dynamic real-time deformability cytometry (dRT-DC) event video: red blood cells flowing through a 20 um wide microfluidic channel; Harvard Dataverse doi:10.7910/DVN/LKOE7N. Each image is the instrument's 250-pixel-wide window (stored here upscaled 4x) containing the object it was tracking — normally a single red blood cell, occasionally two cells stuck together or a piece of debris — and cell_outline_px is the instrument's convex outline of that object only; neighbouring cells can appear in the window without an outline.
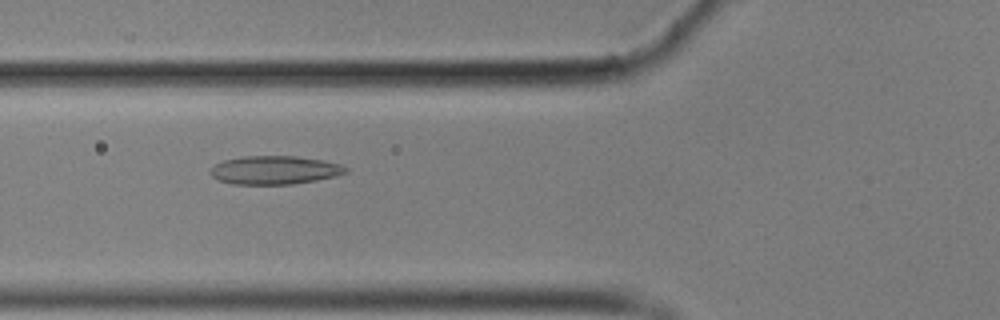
{"species": "common noctule bat (a hibernating species)", "species_latin": "Nyctalus noctula", "temperature_condition": "cold", "stored_images_in_passage": 57, "camera_frame_rate_fps": 3000, "um_per_image_px": 0.085, "animal": {"sex": "male", "body_mass_g": 17.9}, "frame": {"image": 1, "passage_image": 21, "time_ms": 6.667, "image_size_px": [1000, 320], "cell_outline_px": [[348, 172], [336, 176], [316, 180], [292, 184], [232, 184], [220, 180], [212, 176], [208, 172], [216, 164], [224, 160], [244, 156], [296, 156], [320, 160], [340, 164], [348, 168]], "centroid_in_image_um": [23.35, 14.46], "position_along_channel_um": 102.5, "area_um2": 22.31}}
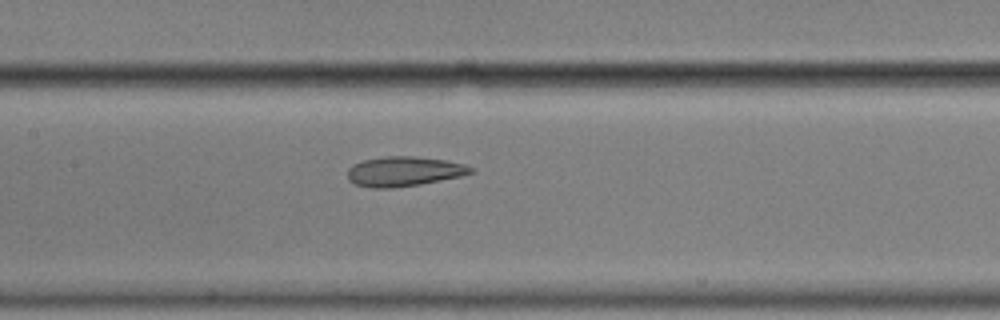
{"frame": {"image": 2, "passage_image": 27, "time_ms": 8.667, "image_size_px": [1000, 320], "cell_outline_px": [[476, 168], [472, 172], [460, 176], [420, 184], [392, 188], [372, 188], [356, 184], [348, 180], [348, 168], [352, 164], [364, 160], [384, 156], [412, 156], [444, 160], [464, 164]], "centroid_in_image_um": [34.31, 14.57], "position_along_channel_um": 173.1, "area_um2": 21.27}}
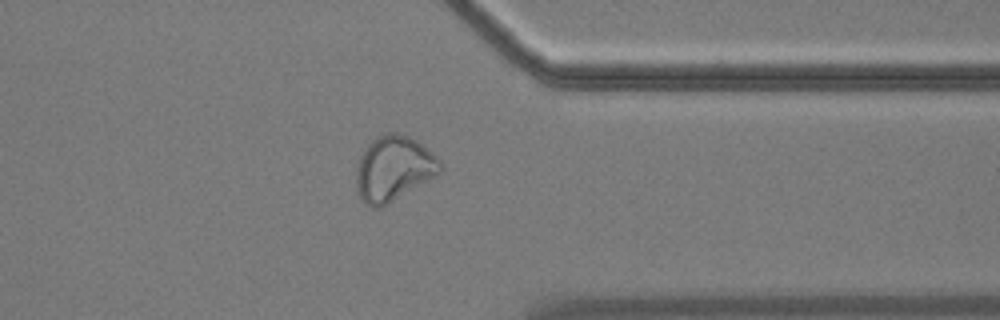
{"frame": {"image": 3, "passage_image": 45, "time_ms": 14.667, "image_size_px": [1000, 320], "cell_outline_px": [[444, 172], [388, 204], [380, 208], [372, 208], [364, 204], [356, 188], [356, 168], [360, 156], [364, 148], [376, 136], [384, 132], [396, 132], [408, 136], [416, 140], [432, 152], [440, 160]], "centroid_in_image_um": [33.46, 14.33], "position_along_channel_um": 377.9, "area_um2": 32.37}, "authors_computed_cell_mechanics": {"area_um2": 23.5246, "velocity_mm_per_s": 3.5053, "shape_relaxation_time_tau1_ms": null, "shape_relaxation_time_tau2_ms": 2.0864, "deformation_change_tau1": null, "deformation_change_tau2": 0.0732}}